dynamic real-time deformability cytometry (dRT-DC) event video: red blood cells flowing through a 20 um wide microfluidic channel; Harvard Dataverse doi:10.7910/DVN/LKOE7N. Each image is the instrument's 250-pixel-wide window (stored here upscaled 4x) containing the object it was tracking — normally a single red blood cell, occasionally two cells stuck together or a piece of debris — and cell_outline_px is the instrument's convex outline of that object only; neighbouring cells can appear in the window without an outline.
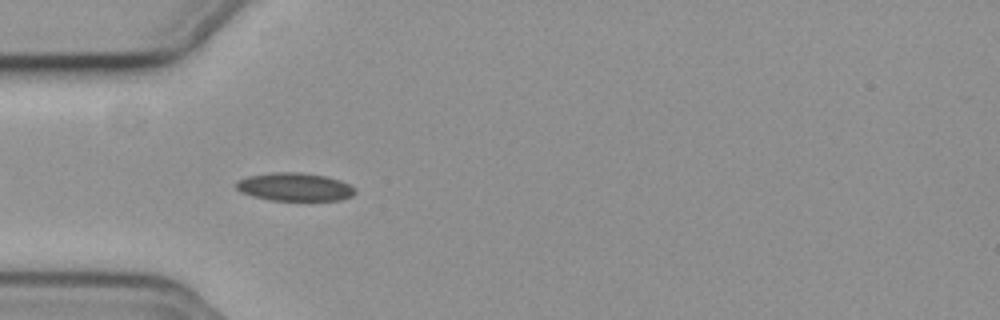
{"species": "common noctule bat (a hibernating species)", "species_latin": "Nyctalus noctula", "temperature_condition": "cold", "stored_images_in_passage": 43, "camera_frame_rate_fps": 3000, "um_per_image_px": 0.085, "animal": {"sex": "female", "body_mass_g": 19.3, "forearm_length_mm": 54.1}, "frame": {"image": 1, "passage_image": 5, "time_ms": 1.333, "image_size_px": [1000, 320], "cell_outline_px": [[356, 192], [352, 196], [340, 200], [272, 200], [252, 196], [240, 192], [236, 188], [236, 180], [248, 176], [272, 172], [300, 172], [324, 176], [340, 180], [356, 188]], "centroid_in_image_um": [25.03, 15.88], "position_along_channel_um": 60.0, "area_um2": 19.54}}
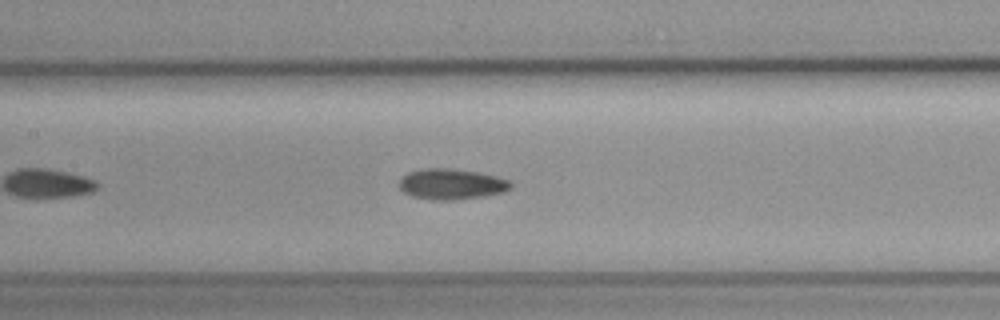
{"frame": {"image": 2, "passage_image": 14, "time_ms": 4.333, "image_size_px": [1000, 320], "cell_outline_px": [[512, 188], [504, 192], [484, 196], [452, 200], [436, 200], [412, 196], [404, 192], [400, 188], [400, 180], [408, 172], [424, 168], [448, 168], [476, 172], [496, 176], [512, 180]], "centroid_in_image_um": [38.42, 15.65], "position_along_channel_um": 169.0, "area_um2": 19.88}}
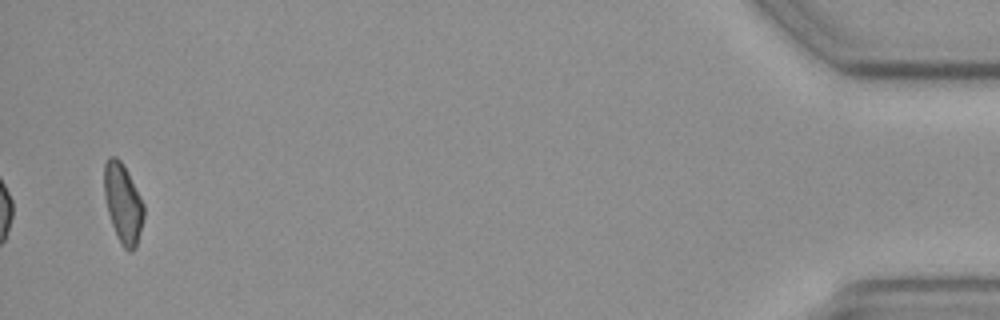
{"frame": {"image": 3, "passage_image": 42, "time_ms": 13.667, "image_size_px": [1000, 320], "cell_outline_px": [[144, 216], [136, 248], [132, 252], [128, 252], [120, 244], [116, 236], [108, 212], [104, 196], [104, 164], [108, 156], [116, 156], [120, 160], [128, 172], [144, 204]], "centroid_in_image_um": [10.45, 17.29], "position_along_channel_um": 424.8, "area_um2": 18.5}, "authors_computed_cell_mechanics": {"area_um2": 19.074, "velocity_mm_per_s": 3.7423, "shape_relaxation_time_tau1_ms": 10.8017, "shape_relaxation_time_tau2_ms": null, "deformation_change_tau1": 0.1335, "deformation_change_tau2": null}}